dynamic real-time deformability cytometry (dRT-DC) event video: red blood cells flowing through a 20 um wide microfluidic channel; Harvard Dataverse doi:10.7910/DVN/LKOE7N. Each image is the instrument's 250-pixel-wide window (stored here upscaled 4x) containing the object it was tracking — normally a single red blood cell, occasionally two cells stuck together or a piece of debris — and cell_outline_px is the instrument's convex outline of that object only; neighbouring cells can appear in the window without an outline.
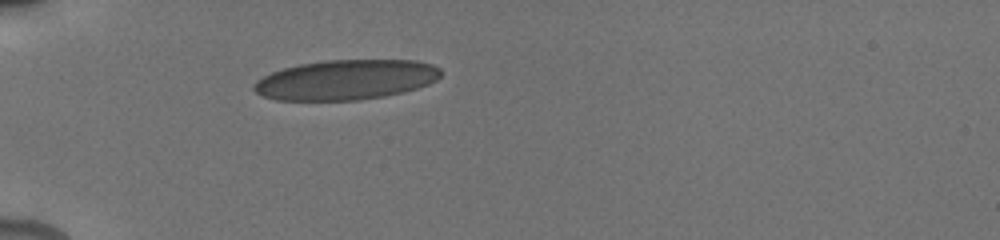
{"species": "human", "species_latin": "Homo sapiens", "temperature_condition": "cold", "stored_images_in_passage": 32, "camera_frame_rate_fps": 3000, "um_per_image_px": 0.085, "donor": {"sex": "male"}, "frame": {"image": 1, "passage_image": 1, "time_ms": 0.0, "image_size_px": [1000, 240], "cell_outline_px": [[444, 72], [436, 80], [428, 84], [404, 92], [384, 96], [360, 100], [276, 100], [264, 96], [256, 92], [252, 88], [252, 84], [256, 80], [272, 72], [284, 68], [300, 64], [324, 60], [416, 60], [432, 64], [440, 68]], "centroid_in_image_um": [29.42, 6.78], "position_along_channel_um": 55.6, "area_um2": 43.7}}
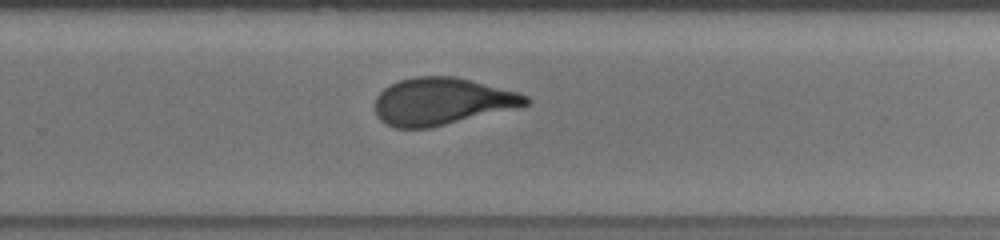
{"frame": {"image": 2, "passage_image": 19, "time_ms": 6.667, "image_size_px": [1000, 240], "cell_outline_px": [[532, 100], [528, 104], [516, 108], [428, 128], [392, 128], [384, 124], [376, 116], [376, 96], [384, 88], [400, 80], [416, 76], [456, 76], [516, 92], [528, 96]], "centroid_in_image_um": [37.53, 8.62], "position_along_channel_um": 292.3, "area_um2": 41.27}}
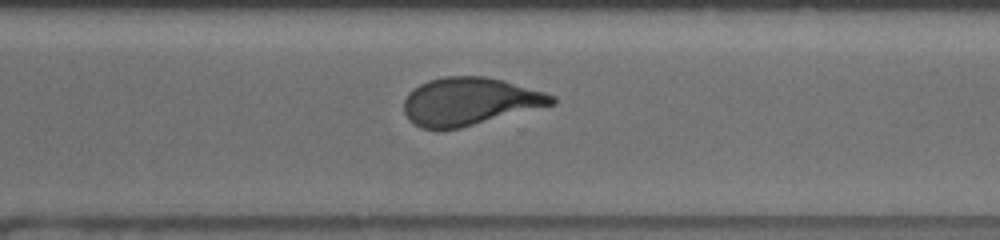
{"frame": {"image": 3, "passage_image": 23, "time_ms": 7.667, "image_size_px": [1000, 240], "cell_outline_px": [[556, 104], [460, 128], [420, 128], [408, 120], [404, 112], [404, 100], [408, 92], [420, 84], [428, 80], [444, 76], [488, 76], [544, 92], [556, 96]], "centroid_in_image_um": [39.91, 8.61], "position_along_channel_um": 330.7, "area_um2": 41.1}, "authors_computed_cell_mechanics": {"area_um2": 42.0495, "velocity_mm_per_s": 3.8367, "shape_relaxation_time_tau1_ms": 9.6245, "shape_relaxation_time_tau2_ms": 0.8465, "deformation_change_tau1": 0.2247, "deformation_change_tau2": 0.0762}}